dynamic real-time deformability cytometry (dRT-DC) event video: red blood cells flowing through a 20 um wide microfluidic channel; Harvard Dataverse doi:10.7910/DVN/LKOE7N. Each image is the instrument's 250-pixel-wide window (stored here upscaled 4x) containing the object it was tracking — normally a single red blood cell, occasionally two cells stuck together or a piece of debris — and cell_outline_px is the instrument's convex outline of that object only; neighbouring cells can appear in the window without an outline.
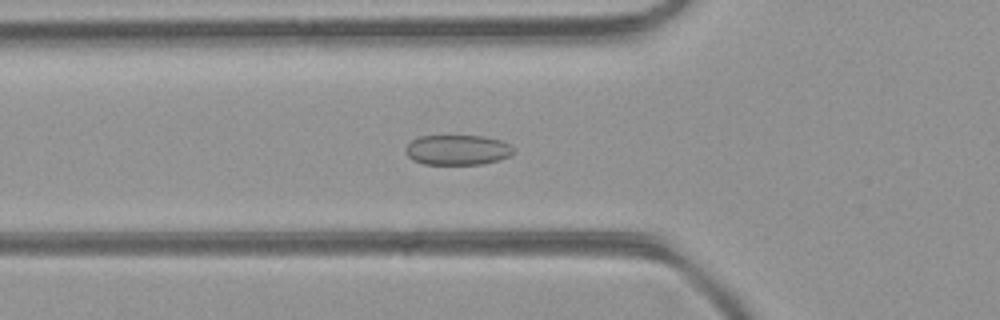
{"species": "common noctule bat (a hibernating species)", "species_latin": "Nyctalus noctula", "temperature_condition": "room temperature", "stored_images_in_passage": 41, "camera_frame_rate_fps": 3000, "um_per_image_px": 0.085, "animal": {"sex": "female", "body_mass_g": 21.9}, "frame": {"image": 1, "passage_image": 11, "time_ms": 3.333, "image_size_px": [1000, 320], "cell_outline_px": [[516, 148], [508, 156], [496, 160], [480, 164], [424, 164], [412, 160], [404, 152], [404, 148], [412, 140], [420, 136], [480, 136], [500, 140]], "centroid_in_image_um": [38.83, 12.74], "position_along_channel_um": 87.0, "area_um2": 18.79}}
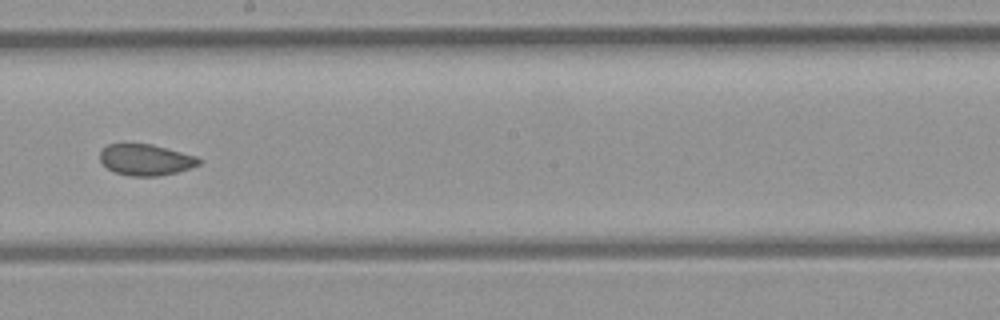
{"frame": {"image": 2, "passage_image": 21, "time_ms": 6.667, "image_size_px": [1000, 320], "cell_outline_px": [[200, 164], [176, 172], [156, 176], [128, 176], [116, 172], [108, 168], [100, 160], [100, 152], [108, 144], [152, 144], [196, 156], [200, 160]], "centroid_in_image_um": [12.37, 13.58], "position_along_channel_um": 235.8, "area_um2": 17.69}}
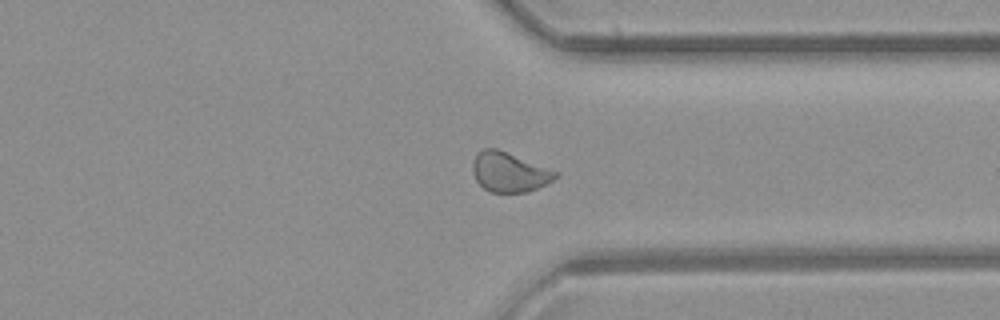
{"frame": {"image": 3, "passage_image": 30, "time_ms": 9.667, "image_size_px": [1000, 320], "cell_outline_px": [[560, 176], [528, 192], [488, 192], [476, 180], [472, 168], [472, 164], [476, 152], [484, 148], [496, 148], [560, 172]], "centroid_in_image_um": [43.28, 14.62], "position_along_channel_um": 368.1, "area_um2": 19.13}, "authors_computed_cell_mechanics": {"area_um2": 19.1896, "velocity_mm_per_s": 4.4448, "shape_relaxation_time_tau1_ms": null, "shape_relaxation_time_tau2_ms": 1.1525, "deformation_change_tau1": null, "deformation_change_tau2": 0.0614}}